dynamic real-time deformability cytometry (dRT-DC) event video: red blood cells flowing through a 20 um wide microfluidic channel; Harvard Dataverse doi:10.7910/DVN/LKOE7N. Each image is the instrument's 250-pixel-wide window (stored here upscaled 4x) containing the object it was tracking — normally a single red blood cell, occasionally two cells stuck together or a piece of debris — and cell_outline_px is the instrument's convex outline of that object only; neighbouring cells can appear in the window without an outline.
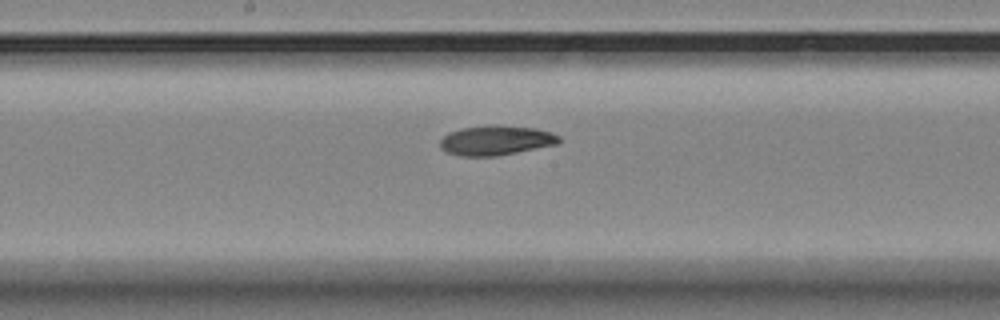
{"species": "Egyptian fruit bat (a non-hibernating species)", "species_latin": "Rousettus aegyptiacus", "temperature_condition": "room temperature", "stored_images_in_passage": 7, "camera_frame_rate_fps": 3000, "um_per_image_px": 0.085, "animal": {"sex": "female"}, "frame": {"image": 1, "passage_image": 7, "time_ms": 8.0, "image_size_px": [1000, 320], "cell_outline_px": [[560, 140], [556, 144], [496, 156], [460, 156], [448, 152], [440, 148], [440, 140], [448, 132], [460, 128], [496, 124], [536, 128], [552, 132], [560, 136]], "centroid_in_image_um": [42.14, 11.91], "position_along_channel_um": 206.1, "area_um2": 20.63}}